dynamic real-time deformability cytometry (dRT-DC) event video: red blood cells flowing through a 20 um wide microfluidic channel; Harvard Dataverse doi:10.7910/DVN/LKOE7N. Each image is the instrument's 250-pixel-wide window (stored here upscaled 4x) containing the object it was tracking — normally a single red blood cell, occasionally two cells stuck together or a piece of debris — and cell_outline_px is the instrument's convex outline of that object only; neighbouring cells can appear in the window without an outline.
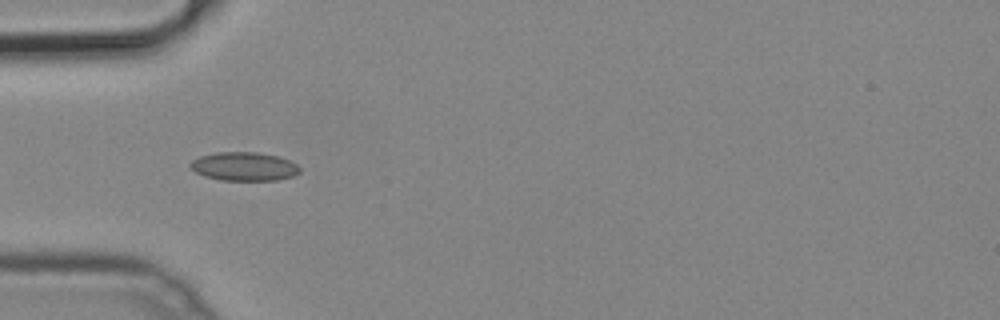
{"species": "common noctule bat (a hibernating species)", "species_latin": "Nyctalus noctula", "temperature_condition": "cold", "stored_images_in_passage": 7, "camera_frame_rate_fps": 3000, "um_per_image_px": 0.085, "animal": {"sex": "male", "body_mass_g": 19.2, "forearm_length_mm": 51.8}, "frame": {"image": 1, "passage_image": 4, "time_ms": 1.0, "image_size_px": [1000, 320], "cell_outline_px": [[300, 172], [292, 176], [276, 180], [220, 180], [204, 176], [196, 172], [188, 164], [192, 160], [200, 156], [216, 152], [256, 152], [276, 156], [288, 160], [296, 164], [300, 168]], "centroid_in_image_um": [20.72, 14.15], "position_along_channel_um": 64.3, "area_um2": 18.15}}